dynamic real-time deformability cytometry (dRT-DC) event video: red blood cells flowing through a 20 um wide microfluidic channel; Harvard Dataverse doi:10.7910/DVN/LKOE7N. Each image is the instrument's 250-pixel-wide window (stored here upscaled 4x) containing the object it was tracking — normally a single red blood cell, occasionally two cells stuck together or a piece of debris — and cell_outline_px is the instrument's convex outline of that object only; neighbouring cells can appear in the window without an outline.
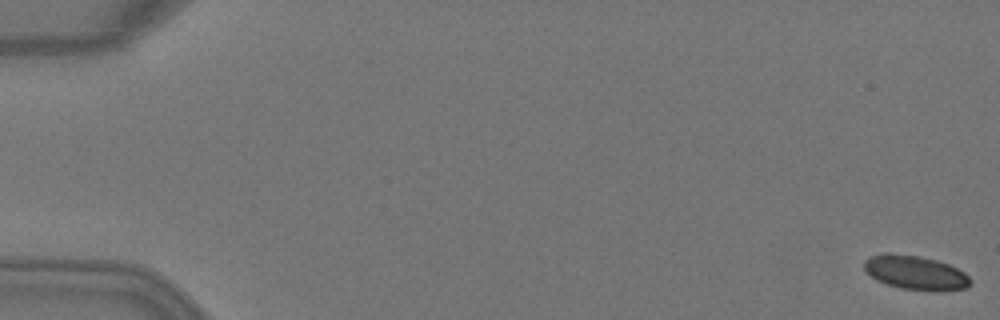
{"species": "Egyptian fruit bat (a non-hibernating species)", "species_latin": "Rousettus aegyptiacus", "temperature_condition": "warm", "stored_images_in_passage": 6, "camera_frame_rate_fps": 3000, "um_per_image_px": 0.085, "animal": {"sex": "female"}, "frame": {"image": 1, "passage_image": 1, "time_ms": 0.0, "image_size_px": [1000, 320], "cell_outline_px": [[972, 284], [968, 288], [940, 292], [932, 292], [900, 288], [876, 280], [864, 268], [864, 260], [872, 256], [884, 252], [888, 252], [916, 256], [936, 260], [948, 264], [964, 272], [972, 280]], "centroid_in_image_um": [77.86, 23.2], "position_along_channel_um": 7.1, "area_um2": 21.33}}